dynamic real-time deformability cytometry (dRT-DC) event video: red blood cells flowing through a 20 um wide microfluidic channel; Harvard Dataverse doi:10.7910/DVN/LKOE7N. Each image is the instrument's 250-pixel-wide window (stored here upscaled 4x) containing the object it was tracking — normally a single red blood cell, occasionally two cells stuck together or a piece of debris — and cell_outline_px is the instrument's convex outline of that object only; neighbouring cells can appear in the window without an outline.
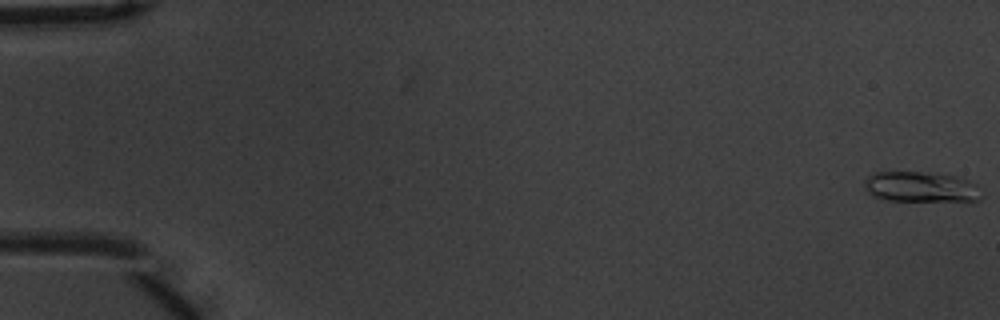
{"species": "common noctule bat (a hibernating species)", "species_latin": "Nyctalus noctula", "temperature_condition": "warm", "stored_images_in_passage": 55, "camera_frame_rate_fps": 3000, "um_per_image_px": 0.085, "animal": {"sex": "male", "body_mass_g": 20.1, "forearm_length_mm": 53.5}, "frame": {"image": 1, "passage_image": 1, "time_ms": 0.0, "image_size_px": [1000, 320], "cell_outline_px": [[980, 200], [888, 200], [872, 196], [864, 188], [864, 180], [868, 176], [876, 172], [936, 172], [956, 176], [968, 180], [976, 184], [980, 196]], "centroid_in_image_um": [78.22, 15.86], "position_along_channel_um": 6.8, "area_um2": 20.58}}
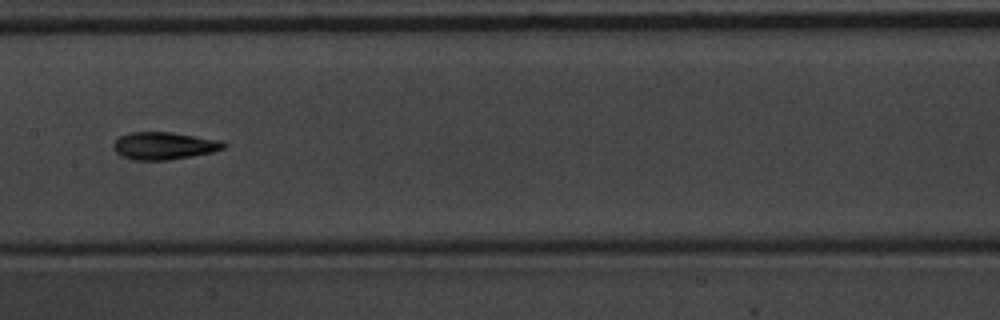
{"frame": {"image": 2, "passage_image": 29, "time_ms": 9.333, "image_size_px": [1000, 320], "cell_outline_px": [[228, 144], [224, 148], [212, 152], [192, 156], [168, 160], [132, 160], [120, 156], [112, 148], [112, 144], [120, 136], [128, 132], [172, 132], [220, 140]], "centroid_in_image_um": [13.91, 12.39], "position_along_channel_um": 193.5, "area_um2": 17.8}}
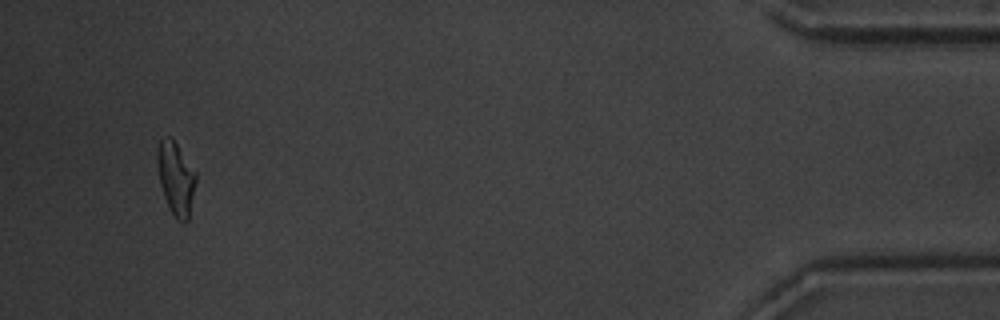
{"frame": {"image": 3, "passage_image": 53, "time_ms": 17.333, "image_size_px": [1000, 320], "cell_outline_px": [[196, 180], [188, 220], [176, 220], [164, 196], [160, 184], [156, 164], [156, 148], [160, 140], [164, 136], [168, 136], [176, 144], [196, 172]], "centroid_in_image_um": [14.92, 15.12], "position_along_channel_um": 420.3, "area_um2": 16.18}, "authors_computed_cell_mechanics": {"area_um2": 16.8776, "velocity_mm_per_s": 3.721, "shape_relaxation_time_tau1_ms": 5.548, "shape_relaxation_time_tau2_ms": 2.2413, "deformation_change_tau1": 0.2254, "deformation_change_tau2": 0.1105}}